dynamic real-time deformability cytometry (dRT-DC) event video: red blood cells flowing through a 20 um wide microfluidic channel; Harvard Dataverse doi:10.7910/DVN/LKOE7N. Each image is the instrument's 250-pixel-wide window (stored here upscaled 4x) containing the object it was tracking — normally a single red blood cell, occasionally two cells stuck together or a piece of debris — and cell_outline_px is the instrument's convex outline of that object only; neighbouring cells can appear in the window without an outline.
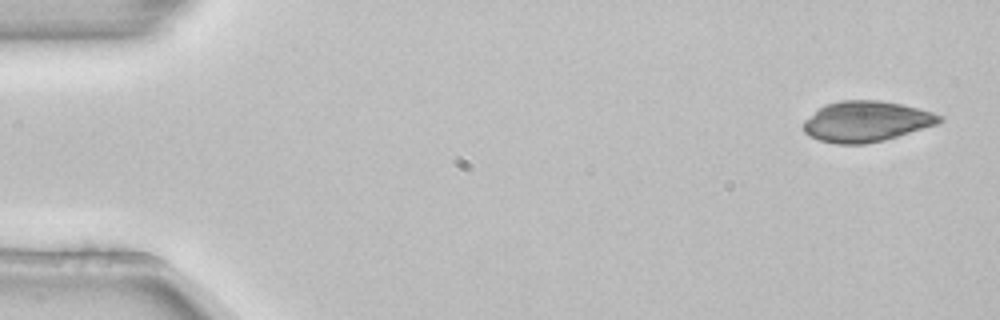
{"species": "common noctule bat (a hibernating species)", "species_latin": "Nyctalus noctula", "temperature_condition": "room temperature", "stored_images_in_passage": 7, "camera_frame_rate_fps": 3000, "um_per_image_px": 0.085, "animal": {"sex": "female", "body_mass_g": 22.7, "forearm_length_mm": 54.2}, "frame": {"image": 1, "passage_image": 1, "time_ms": 0.0, "image_size_px": [1000, 320], "cell_outline_px": [[944, 120], [936, 124], [884, 140], [864, 144], [836, 144], [820, 140], [808, 136], [804, 132], [804, 120], [816, 108], [824, 104], [840, 100], [880, 100], [900, 104], [932, 112], [944, 116]], "centroid_in_image_um": [73.58, 10.31], "position_along_channel_um": 11.4, "area_um2": 32.25}}